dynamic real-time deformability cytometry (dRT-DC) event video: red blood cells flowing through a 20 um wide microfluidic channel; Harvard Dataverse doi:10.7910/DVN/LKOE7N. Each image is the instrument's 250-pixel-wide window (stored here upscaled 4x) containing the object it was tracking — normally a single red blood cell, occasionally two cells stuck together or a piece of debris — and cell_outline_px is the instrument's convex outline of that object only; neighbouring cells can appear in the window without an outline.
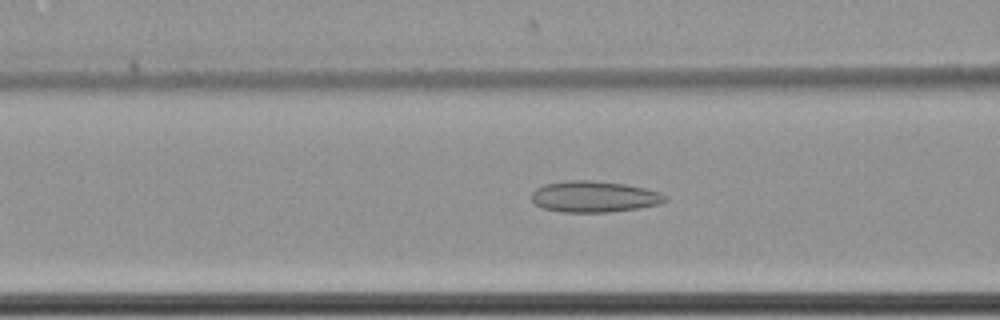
{"species": "common noctule bat (a hibernating species)", "species_latin": "Nyctalus noctula", "temperature_condition": "cold", "stored_images_in_passage": 45, "camera_frame_rate_fps": 3000, "um_per_image_px": 0.085, "animal": {"sex": "female", "body_mass_g": 22.7, "forearm_length_mm": 54.2}, "frame": {"image": 1, "passage_image": 15, "time_ms": 4.667, "image_size_px": [1000, 320], "cell_outline_px": [[668, 200], [660, 204], [636, 208], [608, 212], [560, 212], [544, 208], [536, 204], [532, 200], [532, 192], [536, 188], [544, 184], [568, 180], [592, 180], [624, 184], [644, 188], [660, 192], [668, 196]], "centroid_in_image_um": [50.51, 16.71], "position_along_channel_um": 116.1, "area_um2": 24.28}}
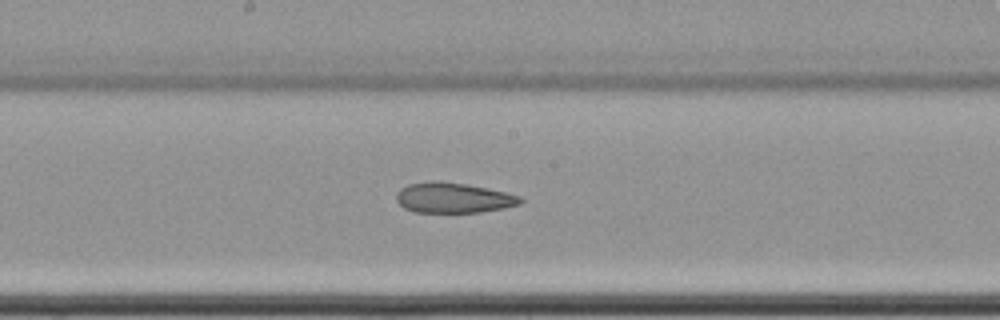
{"frame": {"image": 2, "passage_image": 23, "time_ms": 7.333, "image_size_px": [1000, 320], "cell_outline_px": [[524, 200], [520, 204], [504, 208], [480, 212], [412, 212], [404, 208], [396, 200], [396, 192], [400, 188], [408, 184], [440, 180], [468, 184], [504, 192], [520, 196]], "centroid_in_image_um": [38.51, 16.81], "position_along_channel_um": 209.7, "area_um2": 21.96}}
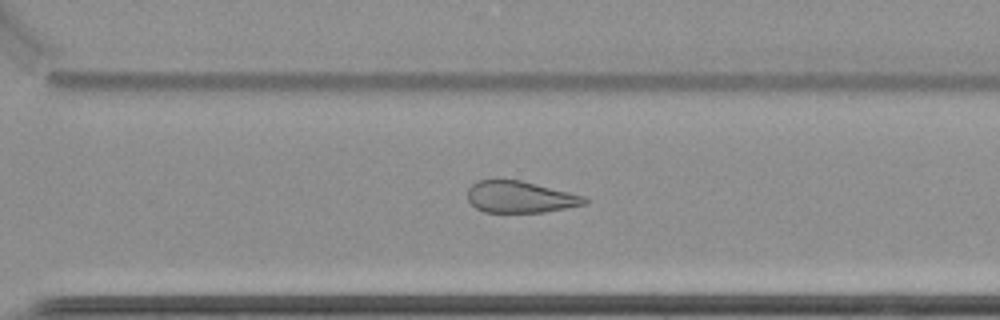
{"frame": {"image": 3, "passage_image": 33, "time_ms": 10.667, "image_size_px": [1000, 320], "cell_outline_px": [[588, 200], [584, 204], [544, 212], [484, 212], [476, 208], [468, 200], [468, 188], [476, 180], [520, 180], [584, 196]], "centroid_in_image_um": [44.16, 16.74], "position_along_channel_um": 326.4, "area_um2": 21.27}, "authors_computed_cell_mechanics": {"area_um2": 24.276, "velocity_mm_per_s": 3.5047, "shape_relaxation_time_tau1_ms": null, "shape_relaxation_time_tau2_ms": 3.9701, "deformation_change_tau1": null, "deformation_change_tau2": 0.1216}}